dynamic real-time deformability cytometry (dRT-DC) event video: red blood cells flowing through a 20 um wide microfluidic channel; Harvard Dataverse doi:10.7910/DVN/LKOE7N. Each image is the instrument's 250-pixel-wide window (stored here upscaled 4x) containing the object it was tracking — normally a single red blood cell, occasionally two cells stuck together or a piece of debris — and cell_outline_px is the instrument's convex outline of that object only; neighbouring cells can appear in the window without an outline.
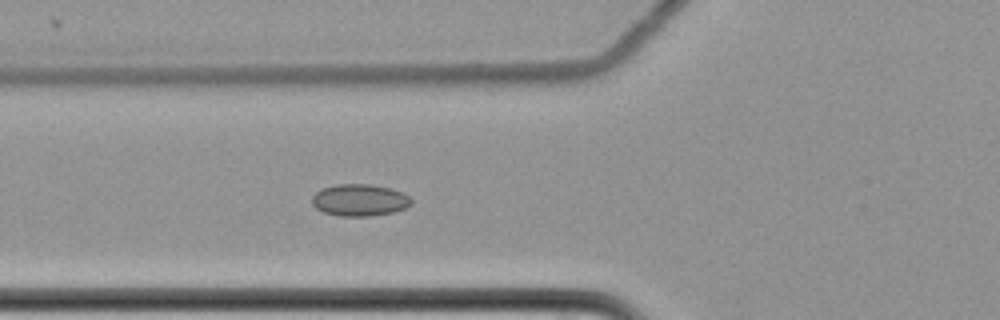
{"species": "common noctule bat (a hibernating species)", "species_latin": "Nyctalus noctula", "temperature_condition": "cold", "stored_images_in_passage": 7, "camera_frame_rate_fps": 3000, "um_per_image_px": 0.085, "animal": {"sex": "female", "body_mass_g": 22.7, "forearm_length_mm": 54.2}, "frame": {"image": 1, "passage_image": 7, "time_ms": 2.0, "image_size_px": [1000, 320], "cell_outline_px": [[412, 204], [404, 208], [392, 212], [368, 216], [340, 216], [324, 212], [316, 208], [312, 204], [312, 196], [316, 192], [324, 188], [336, 184], [368, 184], [392, 188], [404, 192], [412, 200]], "centroid_in_image_um": [30.58, 17.0], "position_along_channel_um": 95.2, "area_um2": 18.44}}